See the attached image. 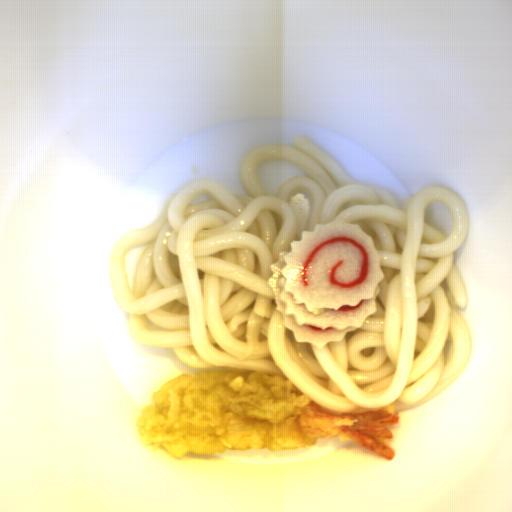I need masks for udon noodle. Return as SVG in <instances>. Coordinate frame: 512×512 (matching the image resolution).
Instances as JSON below:
<instances>
[{
  "label": "udon noodle",
  "mask_w": 512,
  "mask_h": 512,
  "mask_svg": "<svg viewBox=\"0 0 512 512\" xmlns=\"http://www.w3.org/2000/svg\"><path fill=\"white\" fill-rule=\"evenodd\" d=\"M261 144L240 163L245 194L201 177L169 194L153 223L115 245L110 271L134 341L196 373L282 372L339 415L401 412L448 390L473 354L455 263L466 201L442 184L396 197L352 177L307 135ZM357 223L383 256L378 309L336 343L296 342L275 310L270 266L301 230Z\"/></svg>",
  "instance_id": "obj_1"
}]
</instances>
